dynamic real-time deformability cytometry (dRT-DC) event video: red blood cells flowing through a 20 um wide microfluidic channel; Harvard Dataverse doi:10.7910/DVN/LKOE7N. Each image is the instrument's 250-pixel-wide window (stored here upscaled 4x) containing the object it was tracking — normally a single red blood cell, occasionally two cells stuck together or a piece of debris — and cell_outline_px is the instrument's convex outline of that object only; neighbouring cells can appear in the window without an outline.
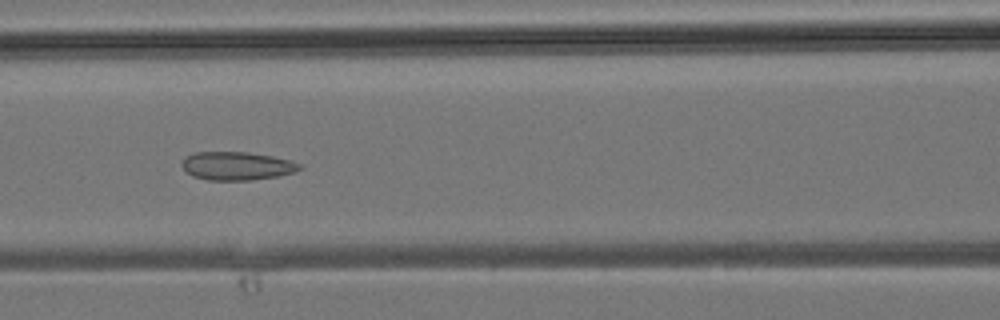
{"species": "common noctule bat (a hibernating species)", "species_latin": "Nyctalus noctula", "temperature_condition": "room temperature", "stored_images_in_passage": 36, "camera_frame_rate_fps": 3000, "um_per_image_px": 0.085, "animal": {"sex": "male", "body_mass_g": 19.2, "forearm_length_mm": 51.8}, "frame": {"image": 1, "passage_image": 15, "time_ms": 4.667, "image_size_px": [1000, 320], "cell_outline_px": [[304, 168], [296, 172], [280, 176], [252, 180], [208, 180], [192, 176], [180, 164], [188, 156], [196, 152], [248, 152], [272, 156], [292, 160], [300, 164]], "centroid_in_image_um": [20.21, 14.11], "position_along_channel_um": 146.4, "area_um2": 19.54}}
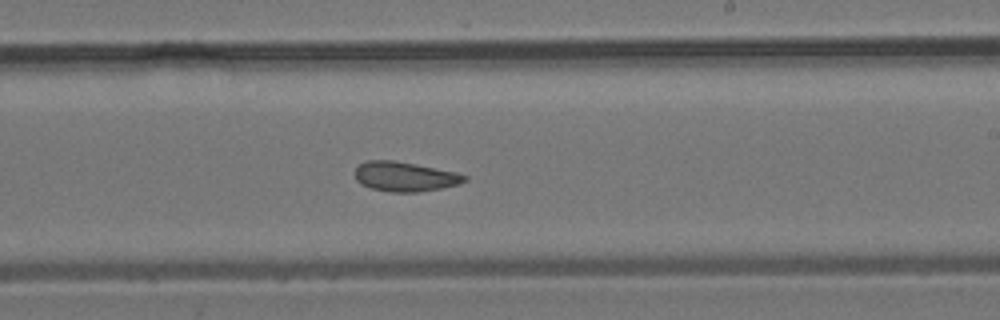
{"frame": {"image": 2, "passage_image": 21, "time_ms": 6.667, "image_size_px": [1000, 320], "cell_outline_px": [[468, 180], [456, 184], [440, 188], [416, 192], [392, 192], [372, 188], [360, 184], [356, 180], [356, 168], [360, 164], [368, 160], [392, 160], [416, 164], [456, 172], [468, 176]], "centroid_in_image_um": [34.41, 15.0], "position_along_channel_um": 254.6, "area_um2": 18.73}}
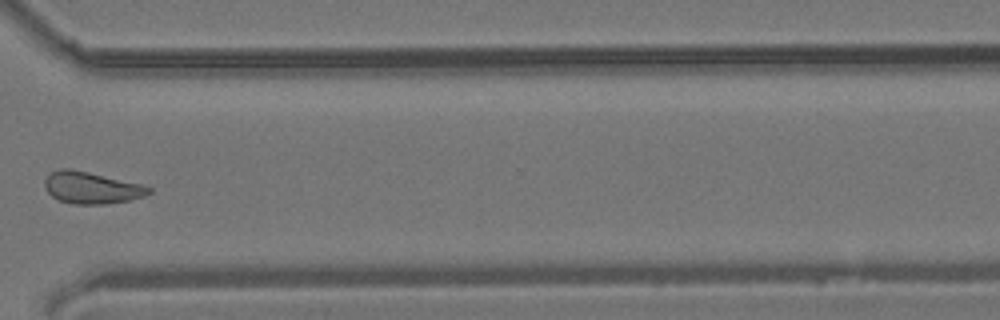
{"frame": {"image": 3, "passage_image": 27, "time_ms": 8.667, "image_size_px": [1000, 320], "cell_outline_px": [[152, 192], [144, 196], [128, 200], [104, 204], [72, 204], [60, 200], [52, 196], [48, 192], [44, 184], [44, 180], [52, 172], [60, 168], [68, 168], [88, 172], [140, 184], [152, 188]], "centroid_in_image_um": [7.76, 15.96], "position_along_channel_um": 362.8, "area_um2": 19.02}}